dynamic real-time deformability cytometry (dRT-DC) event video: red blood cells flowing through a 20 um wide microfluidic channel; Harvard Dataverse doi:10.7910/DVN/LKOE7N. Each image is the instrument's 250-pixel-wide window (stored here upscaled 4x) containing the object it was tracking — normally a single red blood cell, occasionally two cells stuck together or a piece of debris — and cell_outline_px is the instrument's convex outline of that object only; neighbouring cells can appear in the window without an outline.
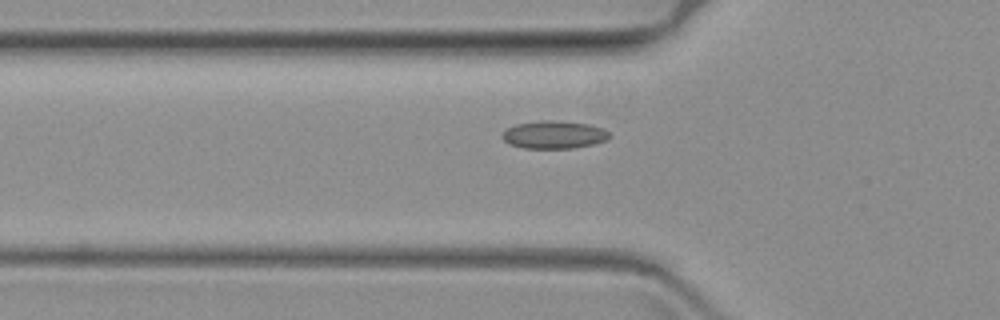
{"species": "common noctule bat (a hibernating species)", "species_latin": "Nyctalus noctula", "temperature_condition": "warm", "stored_images_in_passage": 46, "camera_frame_rate_fps": 3000, "um_per_image_px": 0.085, "animal": {"sex": "female", "body_mass_g": 19.3, "forearm_length_mm": 54.1}, "frame": {"image": 1, "passage_image": 7, "time_ms": 2.0, "image_size_px": [1000, 320], "cell_outline_px": [[612, 136], [608, 140], [592, 144], [572, 148], [524, 148], [508, 144], [500, 136], [508, 128], [516, 124], [540, 120], [556, 120], [588, 124], [604, 128]], "centroid_in_image_um": [47.1, 11.44], "position_along_channel_um": 78.7, "area_um2": 17.46}}
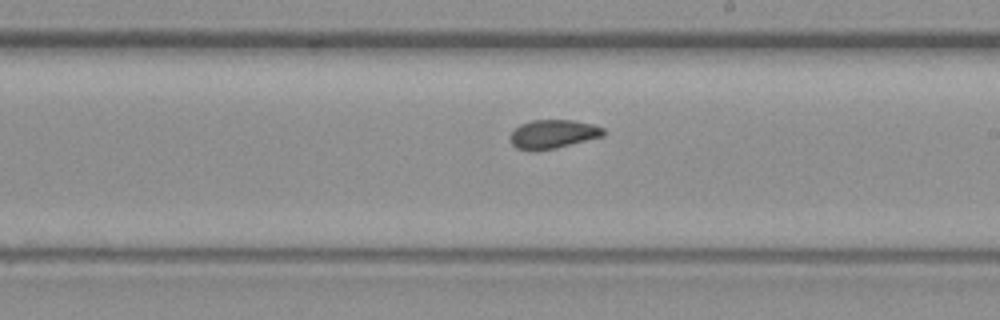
{"frame": {"image": 2, "passage_image": 22, "time_ms": 7.0, "image_size_px": [1000, 320], "cell_outline_px": [[604, 136], [556, 148], [516, 148], [512, 144], [508, 136], [520, 124], [532, 120], [572, 120], [592, 124], [604, 128]], "centroid_in_image_um": [47.03, 11.36], "position_along_channel_um": 242.0, "area_um2": 15.2}}
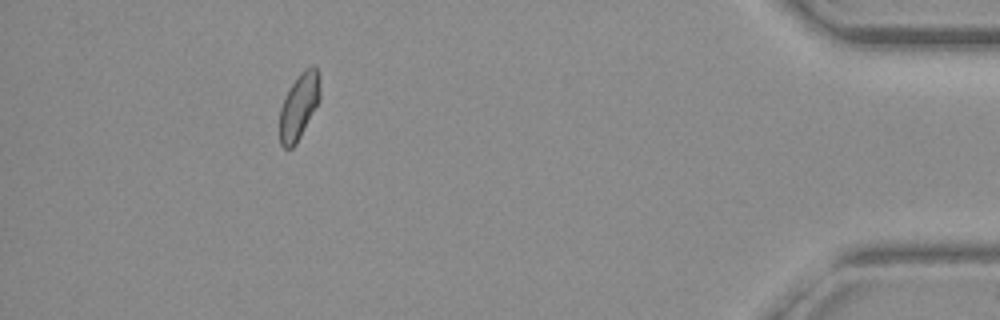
{"frame": {"image": 3, "passage_image": 43, "time_ms": 14.0, "image_size_px": [1000, 320], "cell_outline_px": [[320, 100], [296, 144], [292, 148], [284, 148], [280, 144], [280, 108], [292, 84], [300, 72], [304, 68], [312, 64], [316, 64], [320, 88]], "centroid_in_image_um": [25.43, 9.01], "position_along_channel_um": 409.8, "area_um2": 15.43}}